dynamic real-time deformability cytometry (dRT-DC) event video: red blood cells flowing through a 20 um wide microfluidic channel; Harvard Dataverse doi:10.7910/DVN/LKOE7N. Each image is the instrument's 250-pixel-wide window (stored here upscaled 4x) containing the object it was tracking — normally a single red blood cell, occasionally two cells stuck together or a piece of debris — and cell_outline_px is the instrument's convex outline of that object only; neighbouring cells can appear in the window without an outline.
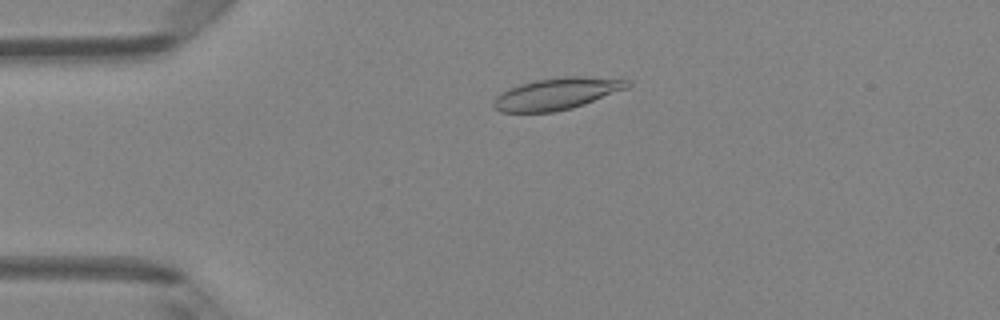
{"species": "Egyptian fruit bat (a non-hibernating species)", "species_latin": "Rousettus aegyptiacus", "temperature_condition": "room temperature", "stored_images_in_passage": 49, "camera_frame_rate_fps": 3000, "um_per_image_px": 0.085, "animal": {"sex": "female"}, "frame": {"image": 1, "passage_image": 11, "time_ms": 3.333, "image_size_px": [1000, 320], "cell_outline_px": [[632, 84], [628, 88], [584, 104], [572, 108], [556, 112], [500, 112], [492, 104], [496, 96], [520, 84], [536, 80], [564, 76], [580, 76], [628, 80]], "centroid_in_image_um": [47.35, 7.97], "position_along_channel_um": 37.6, "area_um2": 24.51}}
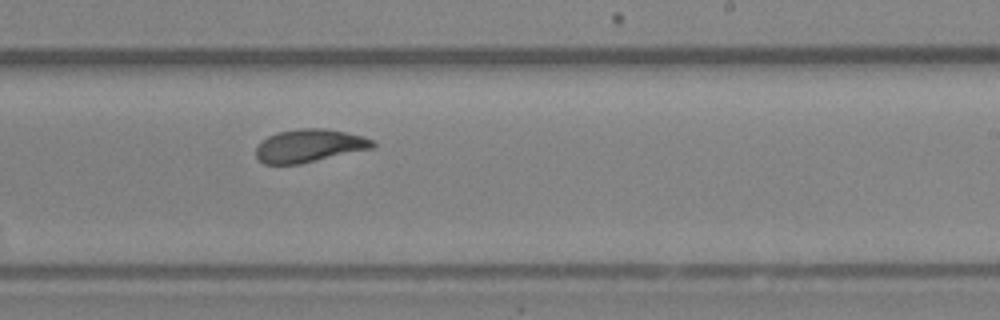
{"frame": {"image": 2, "passage_image": 30, "time_ms": 9.667, "image_size_px": [1000, 320], "cell_outline_px": [[376, 144], [372, 148], [300, 164], [264, 164], [256, 156], [256, 144], [268, 136], [276, 132], [300, 128], [324, 128], [364, 136], [372, 140]], "centroid_in_image_um": [26.25, 12.38], "position_along_channel_um": 262.7, "area_um2": 22.43}}
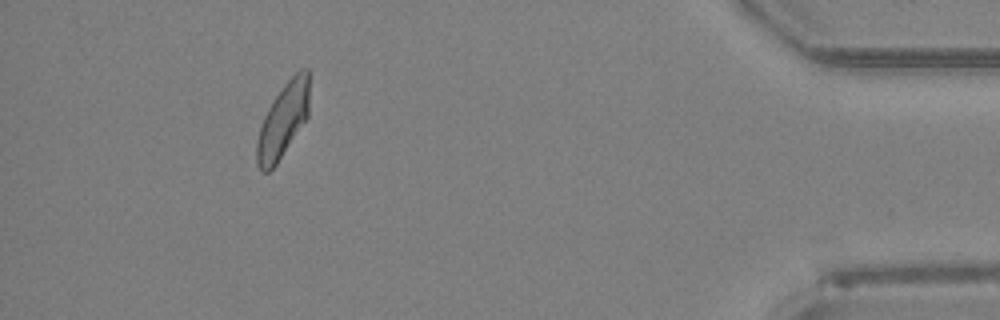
{"frame": {"image": 3, "passage_image": 45, "time_ms": 14.667, "image_size_px": [1000, 320], "cell_outline_px": [[308, 116], [276, 164], [268, 172], [260, 172], [256, 164], [256, 140], [264, 116], [268, 108], [284, 84], [300, 68], [308, 68]], "centroid_in_image_um": [24.03, 10.26], "position_along_channel_um": 411.2, "area_um2": 22.43}, "authors_computed_cell_mechanics": {"area_um2": 22.831, "velocity_mm_per_s": 4.1071, "shape_relaxation_time_tau1_ms": 3.895, "shape_relaxation_time_tau2_ms": 0.9842, "deformation_change_tau1": 0.1315, "deformation_change_tau2": 0.0529}}